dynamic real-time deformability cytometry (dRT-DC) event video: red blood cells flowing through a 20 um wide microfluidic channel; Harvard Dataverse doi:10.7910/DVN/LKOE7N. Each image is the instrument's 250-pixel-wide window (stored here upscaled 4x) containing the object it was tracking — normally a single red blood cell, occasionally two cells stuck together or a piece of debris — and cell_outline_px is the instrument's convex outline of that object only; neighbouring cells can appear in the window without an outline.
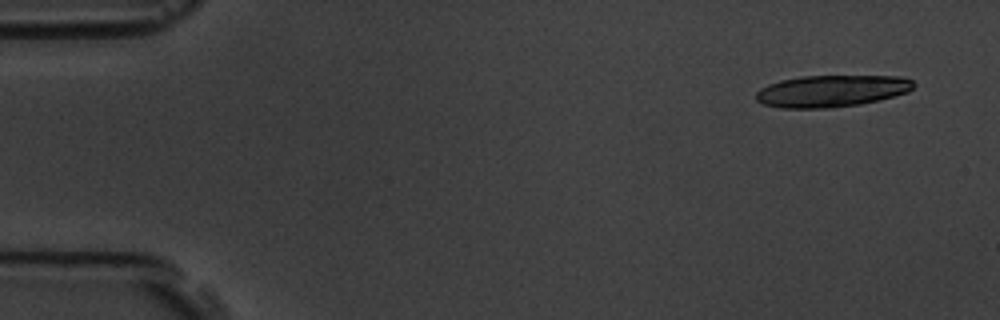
{"species": "common noctule bat (a hibernating species)", "species_latin": "Nyctalus noctula", "temperature_condition": "room temperature", "stored_images_in_passage": 6, "camera_frame_rate_fps": 3000, "um_per_image_px": 0.085, "animal": {"sex": "male", "body_mass_g": 19.5, "forearm_length_mm": 54.6}, "frame": {"image": 1, "passage_image": 1, "time_ms": 0.0, "image_size_px": [1000, 320], "cell_outline_px": [[916, 84], [908, 92], [860, 104], [832, 108], [780, 108], [764, 104], [756, 100], [756, 92], [760, 88], [768, 84], [780, 80], [800, 76], [904, 76], [912, 80]], "centroid_in_image_um": [70.66, 7.73], "position_along_channel_um": 14.3, "area_um2": 29.3}}